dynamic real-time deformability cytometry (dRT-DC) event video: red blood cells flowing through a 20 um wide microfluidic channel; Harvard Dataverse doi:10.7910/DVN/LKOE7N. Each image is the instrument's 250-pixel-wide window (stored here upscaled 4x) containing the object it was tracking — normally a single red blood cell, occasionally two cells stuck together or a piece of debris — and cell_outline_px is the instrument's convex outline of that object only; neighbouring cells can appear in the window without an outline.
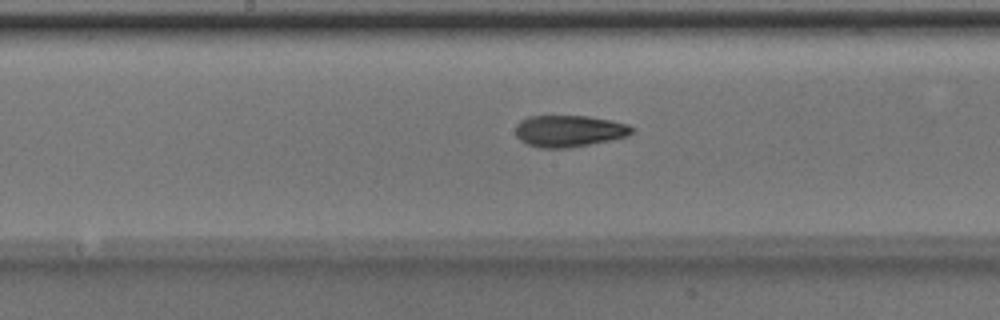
{"species": "Egyptian fruit bat (a non-hibernating species)", "species_latin": "Rousettus aegyptiacus", "temperature_condition": "room temperature", "stored_images_in_passage": 50, "camera_frame_rate_fps": 3000, "um_per_image_px": 0.085, "animal": {"sex": "male"}, "frame": {"image": 1, "passage_image": 26, "time_ms": 8.333, "image_size_px": [1000, 320], "cell_outline_px": [[632, 132], [628, 136], [612, 140], [568, 148], [540, 148], [528, 144], [520, 140], [516, 136], [516, 124], [520, 120], [528, 116], [588, 116], [612, 120], [628, 124], [632, 128]], "centroid_in_image_um": [48.36, 11.13], "position_along_channel_um": 199.8, "area_um2": 21.56}}
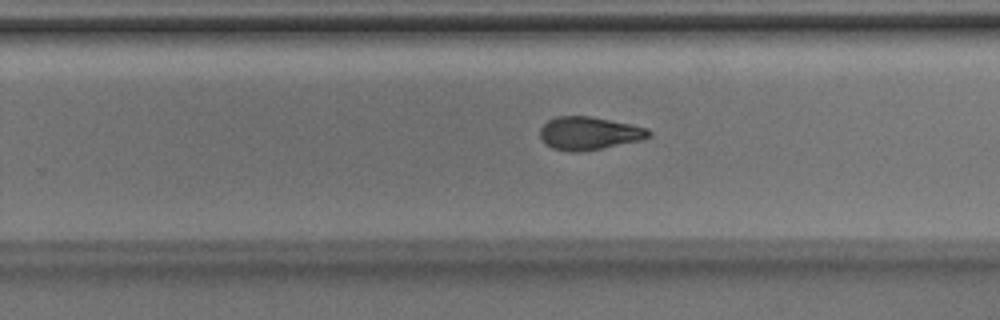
{"frame": {"image": 2, "passage_image": 32, "time_ms": 10.333, "image_size_px": [1000, 320], "cell_outline_px": [[652, 136], [640, 140], [580, 152], [572, 152], [552, 148], [544, 144], [540, 136], [540, 128], [548, 120], [556, 116], [588, 116], [648, 128], [652, 132]], "centroid_in_image_um": [50.03, 11.33], "position_along_channel_um": 279.8, "area_um2": 20.75}}
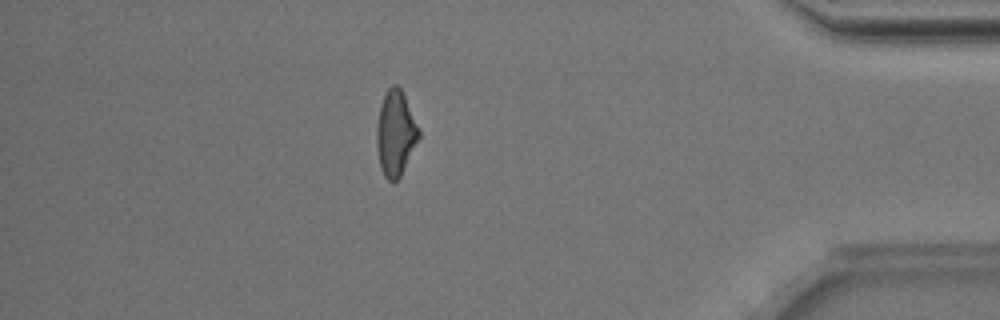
{"frame": {"image": 3, "passage_image": 44, "time_ms": 14.333, "image_size_px": [1000, 320], "cell_outline_px": [[420, 136], [400, 176], [396, 180], [388, 180], [384, 176], [380, 168], [376, 144], [376, 128], [380, 104], [388, 88], [392, 84], [396, 84], [400, 88], [420, 128]], "centroid_in_image_um": [33.61, 11.31], "position_along_channel_um": 401.6, "area_um2": 20.81}, "authors_computed_cell_mechanics": {"area_um2": 21.1259, "velocity_mm_per_s": 4.0229, "shape_relaxation_time_tau1_ms": 4.5301, "shape_relaxation_time_tau2_ms": 2.8651, "deformation_change_tau1": 0.1976, "deformation_change_tau2": 0.105}}